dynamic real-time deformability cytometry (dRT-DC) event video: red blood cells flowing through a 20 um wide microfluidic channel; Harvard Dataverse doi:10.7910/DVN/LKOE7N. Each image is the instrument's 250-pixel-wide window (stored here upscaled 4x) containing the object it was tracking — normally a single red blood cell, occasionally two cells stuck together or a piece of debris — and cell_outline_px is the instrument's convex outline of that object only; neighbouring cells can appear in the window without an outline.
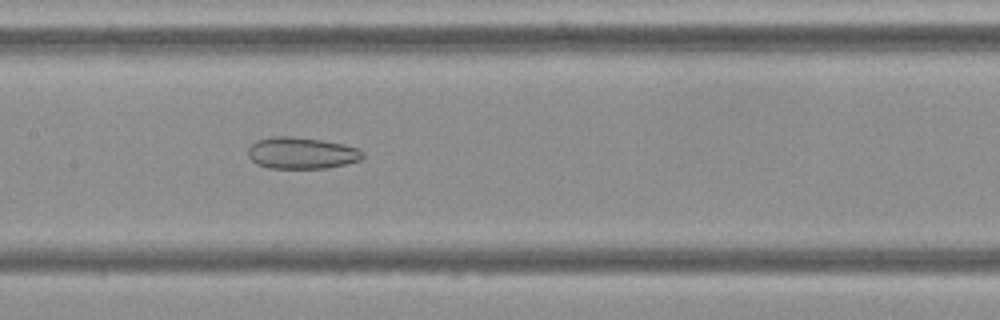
{"species": "Egyptian fruit bat (a non-hibernating species)", "species_latin": "Rousettus aegyptiacus", "temperature_condition": "cold", "stored_images_in_passage": 54, "camera_frame_rate_fps": 3000, "um_per_image_px": 0.085, "frame": {"image": 1, "passage_image": 26, "time_ms": 8.333, "image_size_px": [1000, 320], "cell_outline_px": [[364, 156], [360, 160], [328, 168], [268, 168], [256, 164], [248, 156], [248, 148], [256, 140], [272, 136], [292, 136], [320, 140], [344, 144], [360, 148], [364, 152]], "centroid_in_image_um": [25.63, 13.0], "position_along_channel_um": 181.8, "area_um2": 21.27}}
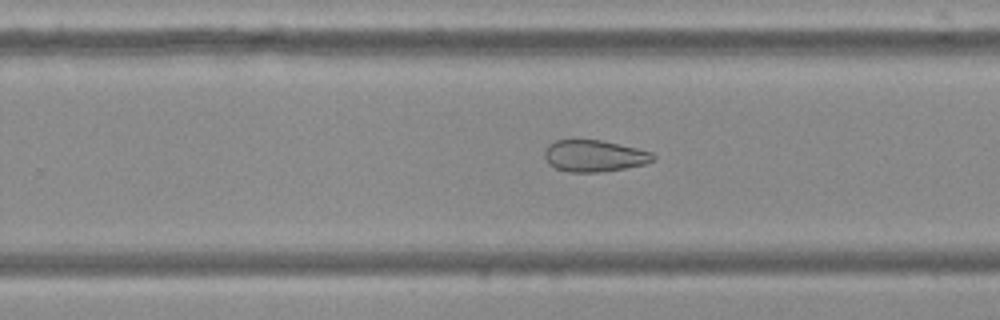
{"frame": {"image": 2, "passage_image": 34, "time_ms": 11.0, "image_size_px": [1000, 320], "cell_outline_px": [[656, 160], [644, 164], [624, 168], [600, 172], [568, 172], [556, 168], [548, 164], [544, 156], [544, 152], [548, 144], [556, 140], [600, 140], [636, 148], [652, 152], [656, 156]], "centroid_in_image_um": [50.5, 13.25], "position_along_channel_um": 279.3, "area_um2": 20.0}}
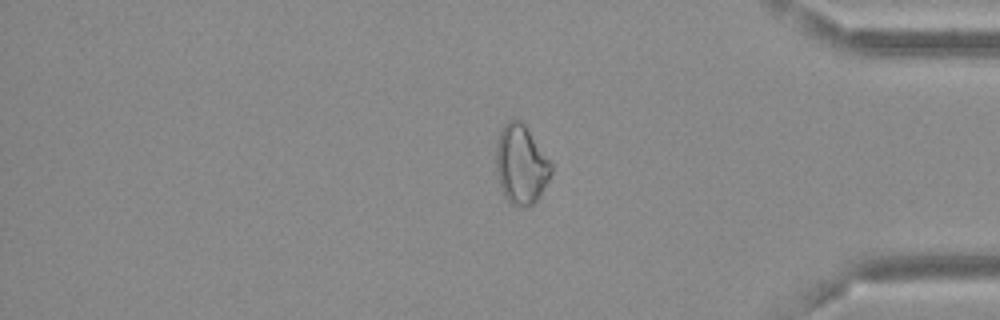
{"frame": {"image": 3, "passage_image": 45, "time_ms": 14.667, "image_size_px": [1000, 320], "cell_outline_px": [[552, 172], [540, 196], [532, 204], [512, 204], [504, 196], [496, 172], [496, 144], [500, 132], [504, 124], [508, 120], [520, 120], [524, 124], [552, 164]], "centroid_in_image_um": [44.28, 13.96], "position_along_channel_um": 390.9, "area_um2": 24.91}, "authors_computed_cell_mechanics": {"area_um2": 25.8077, "velocity_mm_per_s": 3.6674, "shape_relaxation_time_tau1_ms": null, "shape_relaxation_time_tau2_ms": 3.5372, "deformation_change_tau1": null, "deformation_change_tau2": 0.1028}}